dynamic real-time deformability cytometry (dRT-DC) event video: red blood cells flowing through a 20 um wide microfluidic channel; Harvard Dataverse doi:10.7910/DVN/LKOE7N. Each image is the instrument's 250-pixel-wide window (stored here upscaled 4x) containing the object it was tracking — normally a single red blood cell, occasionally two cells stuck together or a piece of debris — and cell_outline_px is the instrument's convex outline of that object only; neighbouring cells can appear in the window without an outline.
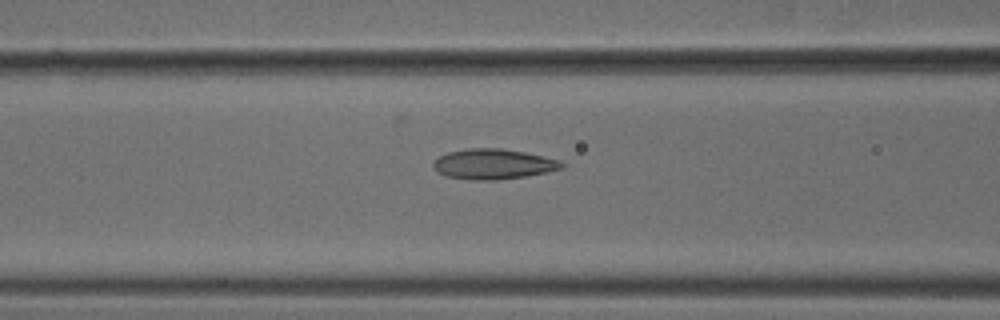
{"species": "common noctule bat (a hibernating species)", "species_latin": "Nyctalus noctula", "temperature_condition": "cold", "stored_images_in_passage": 40, "segment_of_instrument_passage": [1, 2], "camera_frame_rate_fps": 3000, "um_per_image_px": 0.085, "animal": {"sex": "male", "body_mass_g": 18.8}, "frame": {"image": 1, "passage_image": 22, "time_ms": 7.0, "image_size_px": [1000, 320], "cell_outline_px": [[568, 164], [564, 168], [548, 172], [524, 176], [496, 180], [472, 180], [444, 176], [432, 168], [432, 164], [440, 156], [448, 152], [468, 148], [500, 148], [524, 152], [544, 156], [560, 160]], "centroid_in_image_um": [41.96, 13.95], "position_along_channel_um": 124.6, "area_um2": 22.83}}
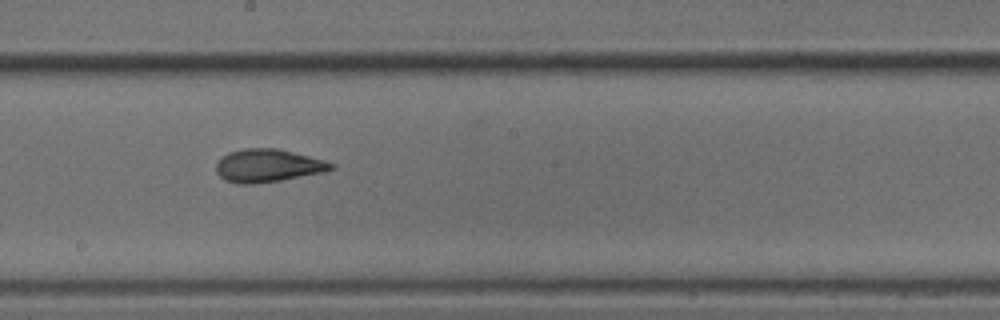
{"frame": {"image": 2, "passage_image": 30, "time_ms": 9.667, "image_size_px": [1000, 320], "cell_outline_px": [[336, 168], [324, 172], [280, 180], [256, 184], [240, 184], [224, 180], [216, 172], [216, 164], [228, 152], [244, 148], [276, 148], [324, 160], [336, 164]], "centroid_in_image_um": [22.77, 14.08], "position_along_channel_um": 225.4, "area_um2": 22.02}}
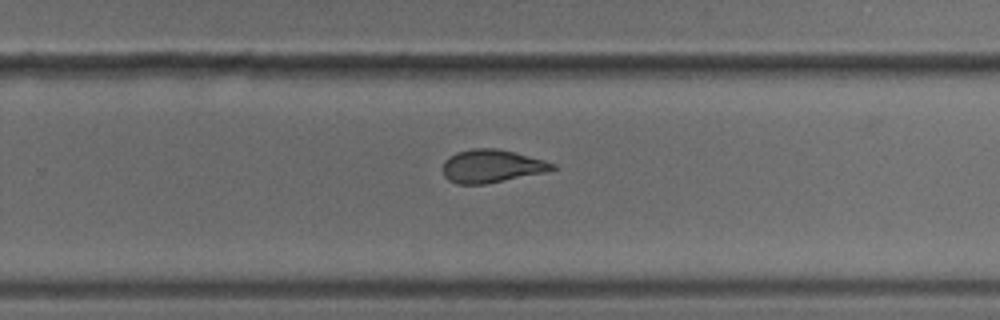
{"frame": {"image": 3, "passage_image": 35, "time_ms": 11.333, "image_size_px": [1000, 320], "cell_outline_px": [[556, 168], [544, 172], [484, 184], [456, 184], [448, 180], [444, 176], [444, 160], [448, 156], [456, 152], [472, 148], [496, 148], [544, 160], [556, 164]], "centroid_in_image_um": [41.74, 14.11], "position_along_channel_um": 288.1, "area_um2": 20.87}}